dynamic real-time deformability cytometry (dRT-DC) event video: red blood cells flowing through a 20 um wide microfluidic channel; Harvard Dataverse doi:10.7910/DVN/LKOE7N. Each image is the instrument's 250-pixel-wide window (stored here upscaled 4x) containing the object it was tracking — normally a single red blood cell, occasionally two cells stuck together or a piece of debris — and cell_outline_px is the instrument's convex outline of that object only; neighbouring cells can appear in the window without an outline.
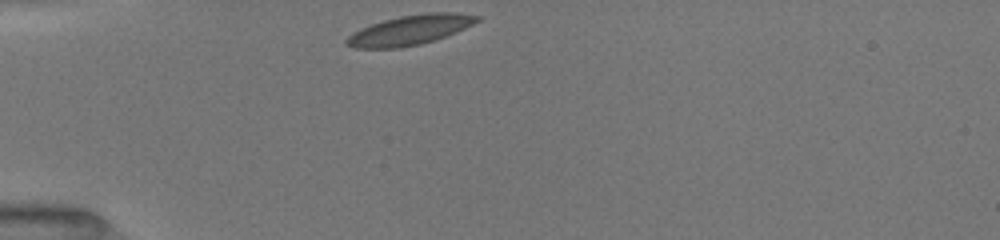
{"species": "common noctule bat (a hibernating species)", "species_latin": "Nyctalus noctula", "temperature_condition": "room temperature", "stored_images_in_passage": 29, "camera_frame_rate_fps": 3000, "um_per_image_px": 0.085, "animal": {"sex": "female", "body_mass_g": 19.5, "forearm_length_mm": 54.1}, "frame": {"image": 1, "passage_image": 1, "time_ms": 0.0, "image_size_px": [1000, 240], "cell_outline_px": [[480, 20], [464, 28], [444, 36], [420, 44], [396, 48], [356, 48], [348, 44], [344, 40], [352, 32], [360, 28], [384, 20], [400, 16], [428, 12], [452, 12], [480, 16]], "centroid_in_image_um": [34.82, 2.54], "position_along_channel_um": 50.2, "area_um2": 22.25}}
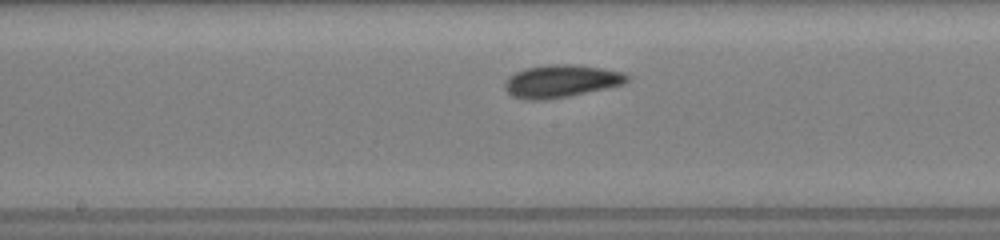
{"frame": {"image": 2, "passage_image": 15, "time_ms": 4.333, "image_size_px": [1000, 240], "cell_outline_px": [[628, 80], [624, 84], [568, 96], [540, 100], [524, 100], [512, 96], [504, 88], [504, 84], [508, 76], [516, 72], [528, 68], [548, 64], [576, 64], [604, 68], [620, 72], [628, 76]], "centroid_in_image_um": [47.66, 6.89], "position_along_channel_um": 200.5, "area_um2": 23.12}}
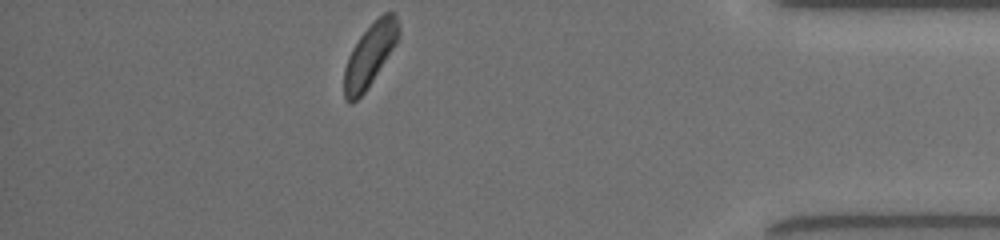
{"frame": {"image": 3, "passage_image": 29, "time_ms": 10.333, "image_size_px": [1000, 240], "cell_outline_px": [[400, 36], [396, 44], [364, 92], [352, 104], [348, 104], [344, 96], [344, 68], [348, 56], [352, 48], [360, 36], [384, 12], [392, 12], [396, 16], [400, 24]], "centroid_in_image_um": [31.44, 4.68], "position_along_channel_um": 403.8, "area_um2": 19.71}, "authors_computed_cell_mechanics": {"area_um2": 21.7328, "velocity_mm_per_s": 3.9711, "shape_relaxation_time_tau1_ms": 1.8411, "shape_relaxation_time_tau2_ms": 3.8668, "deformation_change_tau1": 0.0742, "deformation_change_tau2": 0.1008}}